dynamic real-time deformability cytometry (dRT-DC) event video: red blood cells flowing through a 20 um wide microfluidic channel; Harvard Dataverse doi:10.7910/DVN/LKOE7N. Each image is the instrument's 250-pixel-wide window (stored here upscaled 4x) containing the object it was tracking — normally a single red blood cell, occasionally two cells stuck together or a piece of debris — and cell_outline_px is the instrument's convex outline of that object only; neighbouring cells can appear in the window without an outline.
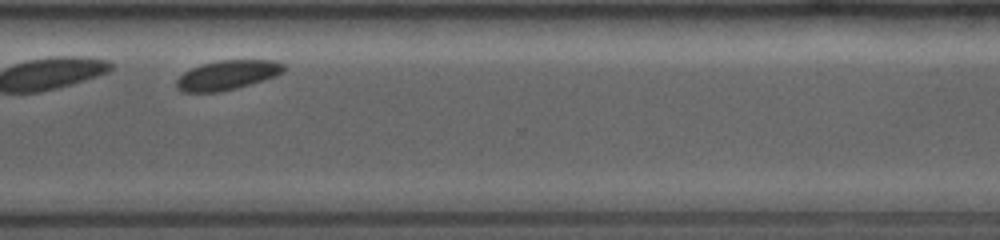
{"species": "common noctule bat (a hibernating species)", "species_latin": "Nyctalus noctula", "temperature_condition": "room temperature", "stored_images_in_passage": 18, "camera_frame_rate_fps": 4000, "um_per_image_px": 0.085, "animal": {"sex": "female", "body_mass_g": 19.0, "forearm_length_mm": 53.3}, "frame": {"image": 1, "passage_image": 16, "time_ms": 8.0, "image_size_px": [1000, 240], "cell_outline_px": [[284, 72], [276, 76], [264, 80], [236, 88], [220, 92], [184, 92], [176, 88], [176, 80], [184, 72], [192, 68], [216, 60], [276, 60], [284, 64]], "centroid_in_image_um": [19.34, 6.38], "position_along_channel_um": 351.3, "area_um2": 18.44}, "authors_computed_cell_mechanics": {"area_um2": 19.0162, "velocity_mm_per_s": 3.7883, "shape_relaxation_time_tau1_ms": 1.5236, "shape_relaxation_time_tau2_ms": null, "deformation_change_tau1": 0.04, "deformation_change_tau2": null}}